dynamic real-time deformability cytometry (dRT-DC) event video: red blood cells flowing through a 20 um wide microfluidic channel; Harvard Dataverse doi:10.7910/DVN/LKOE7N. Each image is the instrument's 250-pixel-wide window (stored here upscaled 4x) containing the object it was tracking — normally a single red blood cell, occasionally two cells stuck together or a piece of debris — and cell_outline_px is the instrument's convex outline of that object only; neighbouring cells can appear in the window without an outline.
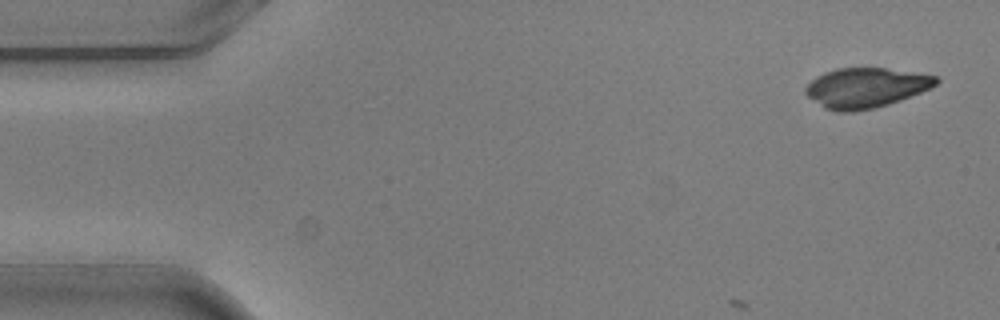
{"species": "common noctule bat (a hibernating species)", "species_latin": "Nyctalus noctula", "temperature_condition": "warm", "stored_images_in_passage": 7, "camera_frame_rate_fps": 3000, "um_per_image_px": 0.085, "animal": {"sex": "male", "body_mass_g": 20.5, "forearm_length_mm": 52.5}, "frame": {"image": 1, "passage_image": 1, "time_ms": 0.0, "image_size_px": [1000, 320], "cell_outline_px": [[940, 80], [932, 88], [900, 100], [888, 104], [872, 108], [852, 112], [836, 112], [824, 108], [808, 96], [804, 92], [804, 88], [816, 76], [824, 72], [836, 68], [884, 68], [936, 76]], "centroid_in_image_um": [73.57, 7.46], "position_along_channel_um": 11.4, "area_um2": 30.23}}